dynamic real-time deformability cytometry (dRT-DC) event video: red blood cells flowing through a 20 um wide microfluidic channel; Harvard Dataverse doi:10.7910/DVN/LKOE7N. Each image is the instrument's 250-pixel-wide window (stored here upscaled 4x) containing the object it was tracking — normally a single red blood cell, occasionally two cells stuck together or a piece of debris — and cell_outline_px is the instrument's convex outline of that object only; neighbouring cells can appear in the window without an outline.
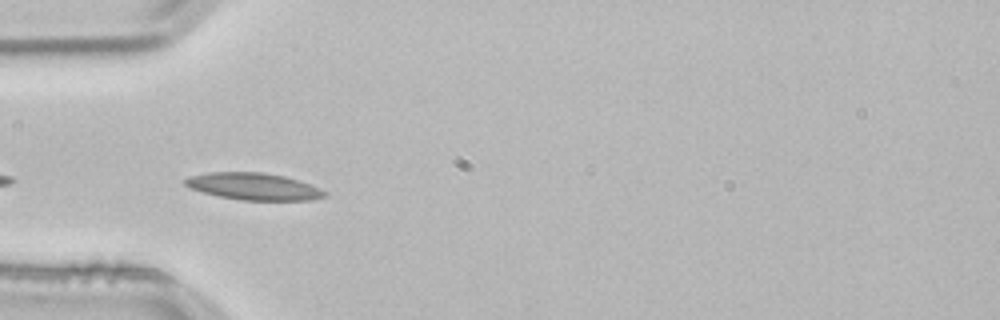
{"species": "common noctule bat (a hibernating species)", "species_latin": "Nyctalus noctula", "temperature_condition": "room temperature", "stored_images_in_passage": 5, "camera_frame_rate_fps": 3000, "um_per_image_px": 0.085, "animal": {"sex": "male", "body_mass_g": 21.5, "forearm_length_mm": 52.0}, "frame": {"image": 1, "passage_image": 2, "time_ms": 0.333, "image_size_px": [1000, 320], "cell_outline_px": [[328, 196], [312, 200], [240, 200], [220, 196], [188, 188], [184, 184], [184, 180], [188, 176], [208, 172], [264, 172], [284, 176], [320, 188], [328, 192]], "centroid_in_image_um": [21.55, 15.84], "position_along_channel_um": 63.4, "area_um2": 21.96}}